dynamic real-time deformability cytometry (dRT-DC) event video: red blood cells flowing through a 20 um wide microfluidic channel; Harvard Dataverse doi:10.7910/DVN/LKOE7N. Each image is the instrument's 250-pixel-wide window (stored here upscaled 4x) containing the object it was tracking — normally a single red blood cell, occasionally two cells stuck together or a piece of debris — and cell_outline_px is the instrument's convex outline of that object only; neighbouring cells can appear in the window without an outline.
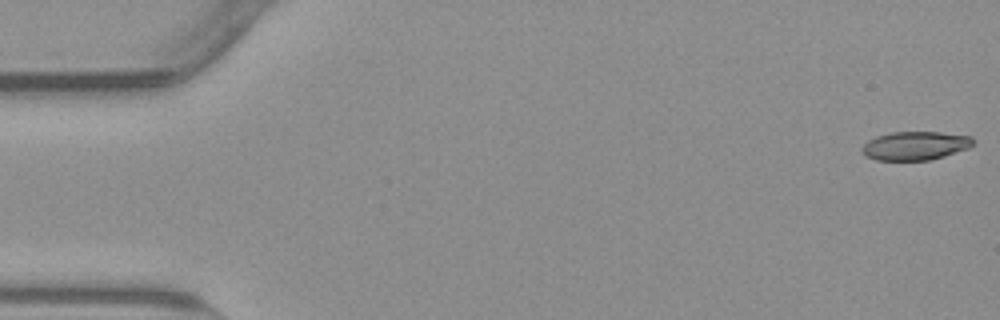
{"species": "common noctule bat (a hibernating species)", "species_latin": "Nyctalus noctula", "temperature_condition": "warm", "stored_images_in_passage": 54, "camera_frame_rate_fps": 3000, "um_per_image_px": 0.085, "animal": {"sex": "male", "body_mass_g": 23.1, "forearm_length_mm": 52.7}, "frame": {"image": 1, "passage_image": 1, "time_ms": 0.0, "image_size_px": [1000, 320], "cell_outline_px": [[976, 144], [968, 148], [944, 156], [928, 160], [876, 160], [864, 156], [860, 152], [860, 148], [868, 140], [876, 136], [892, 132], [940, 132], [972, 136], [976, 140]], "centroid_in_image_um": [77.79, 12.38], "position_along_channel_um": 7.2, "area_um2": 18.79}}
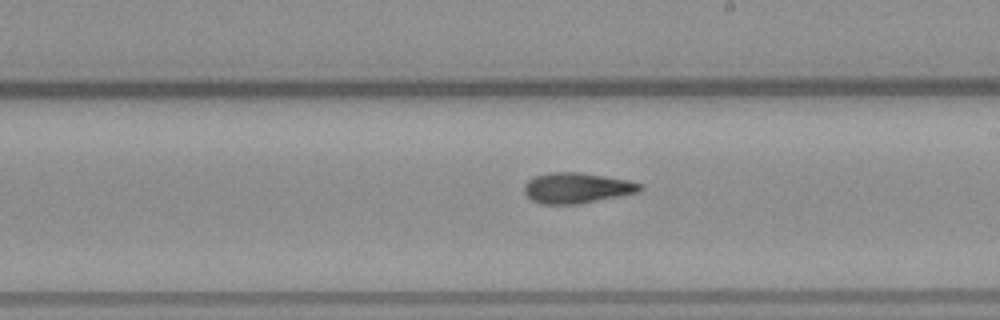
{"frame": {"image": 2, "passage_image": 31, "time_ms": 10.0, "image_size_px": [1000, 320], "cell_outline_px": [[644, 188], [640, 192], [576, 204], [540, 204], [532, 200], [524, 192], [524, 184], [528, 180], [536, 176], [548, 172], [580, 172], [628, 180], [644, 184]], "centroid_in_image_um": [49.04, 15.97], "position_along_channel_um": 240.0, "area_um2": 20.63}}
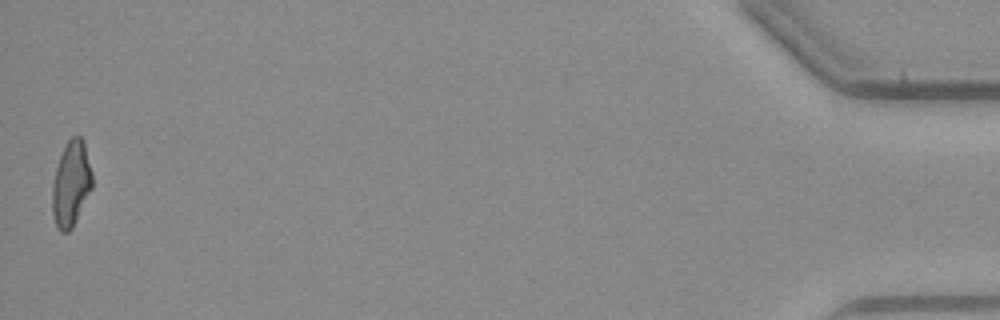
{"frame": {"image": 3, "passage_image": 54, "time_ms": 17.667, "image_size_px": [1000, 320], "cell_outline_px": [[92, 188], [72, 228], [68, 232], [60, 232], [56, 228], [52, 212], [52, 184], [56, 168], [60, 156], [68, 140], [72, 136], [80, 136], [84, 140], [92, 172]], "centroid_in_image_um": [6.04, 15.63], "position_along_channel_um": 429.2, "area_um2": 19.94}, "authors_computed_cell_mechanics": {"area_um2": 20.2011, "velocity_mm_per_s": 3.8107, "shape_relaxation_time_tau1_ms": 10.5884, "shape_relaxation_time_tau2_ms": 3.2079, "deformation_change_tau1": 0.2818, "deformation_change_tau2": 0.1163}}